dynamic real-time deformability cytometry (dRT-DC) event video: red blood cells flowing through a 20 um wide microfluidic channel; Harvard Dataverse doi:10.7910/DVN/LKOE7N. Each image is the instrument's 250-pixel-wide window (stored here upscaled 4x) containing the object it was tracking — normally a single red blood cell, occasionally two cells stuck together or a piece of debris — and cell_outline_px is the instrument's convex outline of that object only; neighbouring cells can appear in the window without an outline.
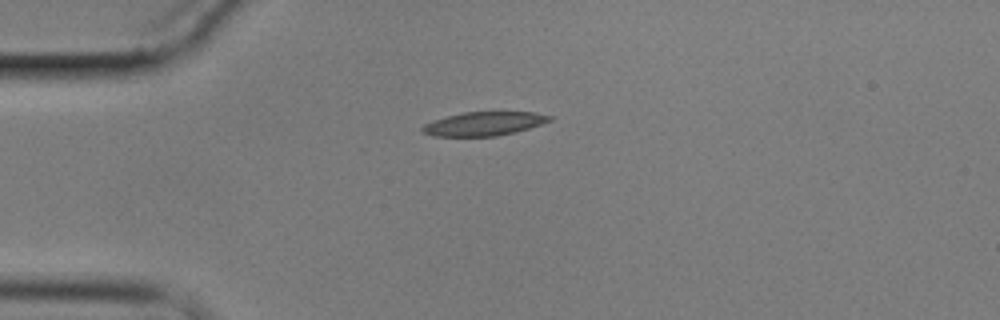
{"species": "common noctule bat (a hibernating species)", "species_latin": "Nyctalus noctula", "temperature_condition": "cold", "stored_images_in_passage": 4, "camera_frame_rate_fps": 3000, "um_per_image_px": 0.085, "animal": {"sex": "male", "body_mass_g": 17.9}, "frame": {"image": 1, "passage_image": 4, "time_ms": 4.333, "image_size_px": [1000, 320], "cell_outline_px": [[552, 120], [516, 132], [496, 136], [436, 136], [424, 132], [420, 128], [424, 124], [432, 120], [464, 112], [532, 112], [552, 116]], "centroid_in_image_um": [41.13, 10.51], "position_along_channel_um": 43.9, "area_um2": 17.46}}